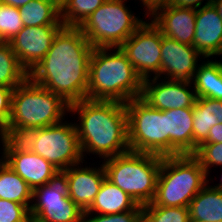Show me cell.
<instances>
[{
  "instance_id": "6da1fadb",
  "label": "cell",
  "mask_w": 222,
  "mask_h": 222,
  "mask_svg": "<svg viewBox=\"0 0 222 222\" xmlns=\"http://www.w3.org/2000/svg\"><path fill=\"white\" fill-rule=\"evenodd\" d=\"M93 48L79 27L63 26L29 78L68 104L86 99Z\"/></svg>"
},
{
  "instance_id": "7a4b0ae2",
  "label": "cell",
  "mask_w": 222,
  "mask_h": 222,
  "mask_svg": "<svg viewBox=\"0 0 222 222\" xmlns=\"http://www.w3.org/2000/svg\"><path fill=\"white\" fill-rule=\"evenodd\" d=\"M69 113L71 117L78 115L74 123L83 158L92 154L103 161L130 150L124 103L86 98L71 103Z\"/></svg>"
},
{
  "instance_id": "3957f363",
  "label": "cell",
  "mask_w": 222,
  "mask_h": 222,
  "mask_svg": "<svg viewBox=\"0 0 222 222\" xmlns=\"http://www.w3.org/2000/svg\"><path fill=\"white\" fill-rule=\"evenodd\" d=\"M143 79L120 47L93 48L89 64L87 99L126 104L141 97Z\"/></svg>"
},
{
  "instance_id": "277c9868",
  "label": "cell",
  "mask_w": 222,
  "mask_h": 222,
  "mask_svg": "<svg viewBox=\"0 0 222 222\" xmlns=\"http://www.w3.org/2000/svg\"><path fill=\"white\" fill-rule=\"evenodd\" d=\"M162 158L129 150L99 162L103 164L106 179L143 206L154 200Z\"/></svg>"
},
{
  "instance_id": "5b68a950",
  "label": "cell",
  "mask_w": 222,
  "mask_h": 222,
  "mask_svg": "<svg viewBox=\"0 0 222 222\" xmlns=\"http://www.w3.org/2000/svg\"><path fill=\"white\" fill-rule=\"evenodd\" d=\"M210 181L192 154L165 156L157 179L153 203L164 207H187L195 195Z\"/></svg>"
},
{
  "instance_id": "8992f818",
  "label": "cell",
  "mask_w": 222,
  "mask_h": 222,
  "mask_svg": "<svg viewBox=\"0 0 222 222\" xmlns=\"http://www.w3.org/2000/svg\"><path fill=\"white\" fill-rule=\"evenodd\" d=\"M69 105L61 96L28 77L13 90L11 116L5 127L40 129L60 123L69 114Z\"/></svg>"
},
{
  "instance_id": "52a82bcc",
  "label": "cell",
  "mask_w": 222,
  "mask_h": 222,
  "mask_svg": "<svg viewBox=\"0 0 222 222\" xmlns=\"http://www.w3.org/2000/svg\"><path fill=\"white\" fill-rule=\"evenodd\" d=\"M126 3L106 0L79 26L94 48L120 47L146 21Z\"/></svg>"
},
{
  "instance_id": "ba28073f",
  "label": "cell",
  "mask_w": 222,
  "mask_h": 222,
  "mask_svg": "<svg viewBox=\"0 0 222 222\" xmlns=\"http://www.w3.org/2000/svg\"><path fill=\"white\" fill-rule=\"evenodd\" d=\"M125 107L128 117L129 149L167 156L165 111L154 109L141 97L131 99Z\"/></svg>"
},
{
  "instance_id": "9c48e42d",
  "label": "cell",
  "mask_w": 222,
  "mask_h": 222,
  "mask_svg": "<svg viewBox=\"0 0 222 222\" xmlns=\"http://www.w3.org/2000/svg\"><path fill=\"white\" fill-rule=\"evenodd\" d=\"M66 120L40 128L39 138L32 151L49 161L60 172L82 161L87 163L82 155L75 123Z\"/></svg>"
},
{
  "instance_id": "30bf717a",
  "label": "cell",
  "mask_w": 222,
  "mask_h": 222,
  "mask_svg": "<svg viewBox=\"0 0 222 222\" xmlns=\"http://www.w3.org/2000/svg\"><path fill=\"white\" fill-rule=\"evenodd\" d=\"M160 29L147 19L121 46L137 74L143 79L159 77L161 69Z\"/></svg>"
},
{
  "instance_id": "8fae6325",
  "label": "cell",
  "mask_w": 222,
  "mask_h": 222,
  "mask_svg": "<svg viewBox=\"0 0 222 222\" xmlns=\"http://www.w3.org/2000/svg\"><path fill=\"white\" fill-rule=\"evenodd\" d=\"M30 215L38 222H83L84 211L68 197L59 177L33 190Z\"/></svg>"
},
{
  "instance_id": "7c38bea8",
  "label": "cell",
  "mask_w": 222,
  "mask_h": 222,
  "mask_svg": "<svg viewBox=\"0 0 222 222\" xmlns=\"http://www.w3.org/2000/svg\"><path fill=\"white\" fill-rule=\"evenodd\" d=\"M141 98L154 109L166 111L193 108L197 97L191 81L151 77L143 80Z\"/></svg>"
},
{
  "instance_id": "4fadbf2b",
  "label": "cell",
  "mask_w": 222,
  "mask_h": 222,
  "mask_svg": "<svg viewBox=\"0 0 222 222\" xmlns=\"http://www.w3.org/2000/svg\"><path fill=\"white\" fill-rule=\"evenodd\" d=\"M64 25L24 26L9 41L18 62L29 73L43 59L53 39Z\"/></svg>"
},
{
  "instance_id": "5bb4252c",
  "label": "cell",
  "mask_w": 222,
  "mask_h": 222,
  "mask_svg": "<svg viewBox=\"0 0 222 222\" xmlns=\"http://www.w3.org/2000/svg\"><path fill=\"white\" fill-rule=\"evenodd\" d=\"M96 163L94 162L91 166H88L87 164L83 165L85 163L82 161V163L72 165L60 173L68 197L83 211L91 206L102 182L106 178L103 164L99 163L97 166Z\"/></svg>"
},
{
  "instance_id": "9a60e30c",
  "label": "cell",
  "mask_w": 222,
  "mask_h": 222,
  "mask_svg": "<svg viewBox=\"0 0 222 222\" xmlns=\"http://www.w3.org/2000/svg\"><path fill=\"white\" fill-rule=\"evenodd\" d=\"M204 59V56L192 45L182 44L162 35L159 77L168 80L192 81L199 62Z\"/></svg>"
},
{
  "instance_id": "2e32d148",
  "label": "cell",
  "mask_w": 222,
  "mask_h": 222,
  "mask_svg": "<svg viewBox=\"0 0 222 222\" xmlns=\"http://www.w3.org/2000/svg\"><path fill=\"white\" fill-rule=\"evenodd\" d=\"M148 18L160 29L163 36L193 46L195 8L178 7L166 2L156 7Z\"/></svg>"
},
{
  "instance_id": "e0dca14e",
  "label": "cell",
  "mask_w": 222,
  "mask_h": 222,
  "mask_svg": "<svg viewBox=\"0 0 222 222\" xmlns=\"http://www.w3.org/2000/svg\"><path fill=\"white\" fill-rule=\"evenodd\" d=\"M8 167L16 172L33 190L54 182L60 171L49 161L33 152L0 153Z\"/></svg>"
},
{
  "instance_id": "ac0fdd59",
  "label": "cell",
  "mask_w": 222,
  "mask_h": 222,
  "mask_svg": "<svg viewBox=\"0 0 222 222\" xmlns=\"http://www.w3.org/2000/svg\"><path fill=\"white\" fill-rule=\"evenodd\" d=\"M195 25L193 47L204 58H222V19L213 4L196 9Z\"/></svg>"
},
{
  "instance_id": "d6986e66",
  "label": "cell",
  "mask_w": 222,
  "mask_h": 222,
  "mask_svg": "<svg viewBox=\"0 0 222 222\" xmlns=\"http://www.w3.org/2000/svg\"><path fill=\"white\" fill-rule=\"evenodd\" d=\"M167 156L193 154V108L165 111Z\"/></svg>"
},
{
  "instance_id": "ffe728a7",
  "label": "cell",
  "mask_w": 222,
  "mask_h": 222,
  "mask_svg": "<svg viewBox=\"0 0 222 222\" xmlns=\"http://www.w3.org/2000/svg\"><path fill=\"white\" fill-rule=\"evenodd\" d=\"M131 210H143V207L105 178L93 203L84 213L111 215Z\"/></svg>"
},
{
  "instance_id": "44dd1931",
  "label": "cell",
  "mask_w": 222,
  "mask_h": 222,
  "mask_svg": "<svg viewBox=\"0 0 222 222\" xmlns=\"http://www.w3.org/2000/svg\"><path fill=\"white\" fill-rule=\"evenodd\" d=\"M222 123V101L197 97L193 106V153L214 125Z\"/></svg>"
},
{
  "instance_id": "7402d4cb",
  "label": "cell",
  "mask_w": 222,
  "mask_h": 222,
  "mask_svg": "<svg viewBox=\"0 0 222 222\" xmlns=\"http://www.w3.org/2000/svg\"><path fill=\"white\" fill-rule=\"evenodd\" d=\"M214 60L201 61L191 82L196 97L222 101V61Z\"/></svg>"
},
{
  "instance_id": "603a6c76",
  "label": "cell",
  "mask_w": 222,
  "mask_h": 222,
  "mask_svg": "<svg viewBox=\"0 0 222 222\" xmlns=\"http://www.w3.org/2000/svg\"><path fill=\"white\" fill-rule=\"evenodd\" d=\"M188 209L190 222L222 221V191L208 183L191 200Z\"/></svg>"
},
{
  "instance_id": "cb8c5ba5",
  "label": "cell",
  "mask_w": 222,
  "mask_h": 222,
  "mask_svg": "<svg viewBox=\"0 0 222 222\" xmlns=\"http://www.w3.org/2000/svg\"><path fill=\"white\" fill-rule=\"evenodd\" d=\"M0 199L24 204L29 209L33 200V189L4 161L0 164Z\"/></svg>"
},
{
  "instance_id": "d4e9b609",
  "label": "cell",
  "mask_w": 222,
  "mask_h": 222,
  "mask_svg": "<svg viewBox=\"0 0 222 222\" xmlns=\"http://www.w3.org/2000/svg\"><path fill=\"white\" fill-rule=\"evenodd\" d=\"M24 26L63 25L60 10L50 0H32L19 8Z\"/></svg>"
},
{
  "instance_id": "484cf974",
  "label": "cell",
  "mask_w": 222,
  "mask_h": 222,
  "mask_svg": "<svg viewBox=\"0 0 222 222\" xmlns=\"http://www.w3.org/2000/svg\"><path fill=\"white\" fill-rule=\"evenodd\" d=\"M39 129L31 127H4L0 134L2 153L32 152Z\"/></svg>"
},
{
  "instance_id": "4316f807",
  "label": "cell",
  "mask_w": 222,
  "mask_h": 222,
  "mask_svg": "<svg viewBox=\"0 0 222 222\" xmlns=\"http://www.w3.org/2000/svg\"><path fill=\"white\" fill-rule=\"evenodd\" d=\"M29 73L18 62L9 42L0 44V86L15 88L21 85Z\"/></svg>"
},
{
  "instance_id": "83f0119b",
  "label": "cell",
  "mask_w": 222,
  "mask_h": 222,
  "mask_svg": "<svg viewBox=\"0 0 222 222\" xmlns=\"http://www.w3.org/2000/svg\"><path fill=\"white\" fill-rule=\"evenodd\" d=\"M106 0H69L60 11L64 26L79 27Z\"/></svg>"
},
{
  "instance_id": "f1b7e54d",
  "label": "cell",
  "mask_w": 222,
  "mask_h": 222,
  "mask_svg": "<svg viewBox=\"0 0 222 222\" xmlns=\"http://www.w3.org/2000/svg\"><path fill=\"white\" fill-rule=\"evenodd\" d=\"M142 207L143 222H190L187 207L157 206L153 202Z\"/></svg>"
},
{
  "instance_id": "f546056e",
  "label": "cell",
  "mask_w": 222,
  "mask_h": 222,
  "mask_svg": "<svg viewBox=\"0 0 222 222\" xmlns=\"http://www.w3.org/2000/svg\"><path fill=\"white\" fill-rule=\"evenodd\" d=\"M23 27L19 8L0 4V32L3 39L6 42L11 41Z\"/></svg>"
},
{
  "instance_id": "4dcf8cb0",
  "label": "cell",
  "mask_w": 222,
  "mask_h": 222,
  "mask_svg": "<svg viewBox=\"0 0 222 222\" xmlns=\"http://www.w3.org/2000/svg\"><path fill=\"white\" fill-rule=\"evenodd\" d=\"M200 163L208 176H211L214 166H222V143L200 144L192 154Z\"/></svg>"
},
{
  "instance_id": "1f68e13d",
  "label": "cell",
  "mask_w": 222,
  "mask_h": 222,
  "mask_svg": "<svg viewBox=\"0 0 222 222\" xmlns=\"http://www.w3.org/2000/svg\"><path fill=\"white\" fill-rule=\"evenodd\" d=\"M30 209L18 202L0 199V222H28Z\"/></svg>"
},
{
  "instance_id": "d6a6232c",
  "label": "cell",
  "mask_w": 222,
  "mask_h": 222,
  "mask_svg": "<svg viewBox=\"0 0 222 222\" xmlns=\"http://www.w3.org/2000/svg\"><path fill=\"white\" fill-rule=\"evenodd\" d=\"M83 222H143V210H131L111 215L84 213Z\"/></svg>"
},
{
  "instance_id": "836d02e7",
  "label": "cell",
  "mask_w": 222,
  "mask_h": 222,
  "mask_svg": "<svg viewBox=\"0 0 222 222\" xmlns=\"http://www.w3.org/2000/svg\"><path fill=\"white\" fill-rule=\"evenodd\" d=\"M14 89L0 86V134L11 116L12 93Z\"/></svg>"
},
{
  "instance_id": "e575fe53",
  "label": "cell",
  "mask_w": 222,
  "mask_h": 222,
  "mask_svg": "<svg viewBox=\"0 0 222 222\" xmlns=\"http://www.w3.org/2000/svg\"><path fill=\"white\" fill-rule=\"evenodd\" d=\"M206 1L203 5V2ZM213 0H168L167 3L178 6V7H187V8H195L212 4Z\"/></svg>"
},
{
  "instance_id": "d590c367",
  "label": "cell",
  "mask_w": 222,
  "mask_h": 222,
  "mask_svg": "<svg viewBox=\"0 0 222 222\" xmlns=\"http://www.w3.org/2000/svg\"><path fill=\"white\" fill-rule=\"evenodd\" d=\"M222 143V123L211 127L208 137L201 144Z\"/></svg>"
},
{
  "instance_id": "8d00e7d4",
  "label": "cell",
  "mask_w": 222,
  "mask_h": 222,
  "mask_svg": "<svg viewBox=\"0 0 222 222\" xmlns=\"http://www.w3.org/2000/svg\"><path fill=\"white\" fill-rule=\"evenodd\" d=\"M133 1V0H131ZM168 0H137V3L139 2L140 7H143V12L145 18L148 17V15L158 6L165 4Z\"/></svg>"
},
{
  "instance_id": "74e56055",
  "label": "cell",
  "mask_w": 222,
  "mask_h": 222,
  "mask_svg": "<svg viewBox=\"0 0 222 222\" xmlns=\"http://www.w3.org/2000/svg\"><path fill=\"white\" fill-rule=\"evenodd\" d=\"M32 0H0L1 4L14 6L16 8H20L21 6L29 3Z\"/></svg>"
},
{
  "instance_id": "f35d334b",
  "label": "cell",
  "mask_w": 222,
  "mask_h": 222,
  "mask_svg": "<svg viewBox=\"0 0 222 222\" xmlns=\"http://www.w3.org/2000/svg\"><path fill=\"white\" fill-rule=\"evenodd\" d=\"M50 1L61 11L69 0H50Z\"/></svg>"
},
{
  "instance_id": "ab89813d",
  "label": "cell",
  "mask_w": 222,
  "mask_h": 222,
  "mask_svg": "<svg viewBox=\"0 0 222 222\" xmlns=\"http://www.w3.org/2000/svg\"><path fill=\"white\" fill-rule=\"evenodd\" d=\"M212 4L217 9L220 18L222 19V0H213Z\"/></svg>"
},
{
  "instance_id": "60d3db41",
  "label": "cell",
  "mask_w": 222,
  "mask_h": 222,
  "mask_svg": "<svg viewBox=\"0 0 222 222\" xmlns=\"http://www.w3.org/2000/svg\"><path fill=\"white\" fill-rule=\"evenodd\" d=\"M221 168H222V166H221ZM211 186L216 188V189H218V190H220V191H222V175L220 177V182L215 184V185L212 184Z\"/></svg>"
},
{
  "instance_id": "b9f144b4",
  "label": "cell",
  "mask_w": 222,
  "mask_h": 222,
  "mask_svg": "<svg viewBox=\"0 0 222 222\" xmlns=\"http://www.w3.org/2000/svg\"><path fill=\"white\" fill-rule=\"evenodd\" d=\"M6 41L3 39V37H2V34H1V32H0V44L1 43H5Z\"/></svg>"
},
{
  "instance_id": "7bdbcfd3",
  "label": "cell",
  "mask_w": 222,
  "mask_h": 222,
  "mask_svg": "<svg viewBox=\"0 0 222 222\" xmlns=\"http://www.w3.org/2000/svg\"><path fill=\"white\" fill-rule=\"evenodd\" d=\"M28 222H38L37 220L31 218Z\"/></svg>"
},
{
  "instance_id": "ee69618b",
  "label": "cell",
  "mask_w": 222,
  "mask_h": 222,
  "mask_svg": "<svg viewBox=\"0 0 222 222\" xmlns=\"http://www.w3.org/2000/svg\"><path fill=\"white\" fill-rule=\"evenodd\" d=\"M2 161H3V155H1L0 157V164L2 163Z\"/></svg>"
}]
</instances>
